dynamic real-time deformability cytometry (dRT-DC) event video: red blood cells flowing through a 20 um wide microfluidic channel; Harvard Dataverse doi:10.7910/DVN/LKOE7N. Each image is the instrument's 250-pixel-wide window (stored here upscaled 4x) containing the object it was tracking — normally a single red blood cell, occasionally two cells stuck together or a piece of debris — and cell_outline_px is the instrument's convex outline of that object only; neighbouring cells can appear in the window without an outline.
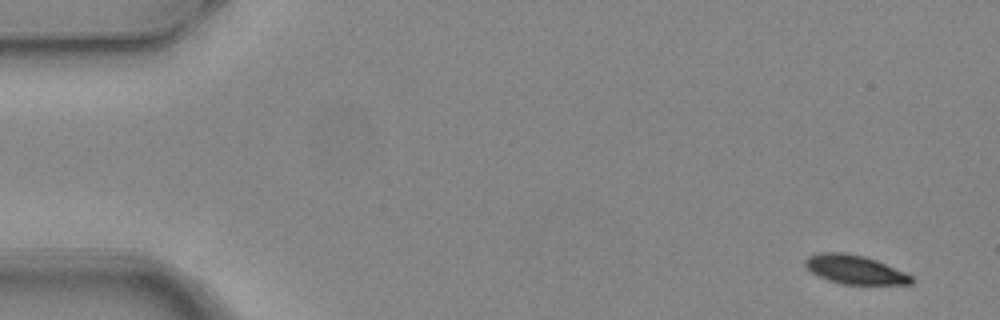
{"species": "common noctule bat (a hibernating species)", "species_latin": "Nyctalus noctula", "temperature_condition": "warm", "stored_images_in_passage": 5, "camera_frame_rate_fps": 3000, "um_per_image_px": 0.085, "animal": {"sex": "female", "body_mass_g": 24.6, "forearm_length_mm": 56.2}, "frame": {"image": 1, "passage_image": 1, "time_ms": 0.0, "image_size_px": [1000, 320], "cell_outline_px": [[916, 280], [912, 284], [840, 284], [828, 280], [804, 268], [804, 260], [808, 256], [820, 252], [844, 252], [864, 256], [876, 260], [904, 272], [912, 276]], "centroid_in_image_um": [72.64, 22.91], "position_along_channel_um": 12.4, "area_um2": 17.92}}